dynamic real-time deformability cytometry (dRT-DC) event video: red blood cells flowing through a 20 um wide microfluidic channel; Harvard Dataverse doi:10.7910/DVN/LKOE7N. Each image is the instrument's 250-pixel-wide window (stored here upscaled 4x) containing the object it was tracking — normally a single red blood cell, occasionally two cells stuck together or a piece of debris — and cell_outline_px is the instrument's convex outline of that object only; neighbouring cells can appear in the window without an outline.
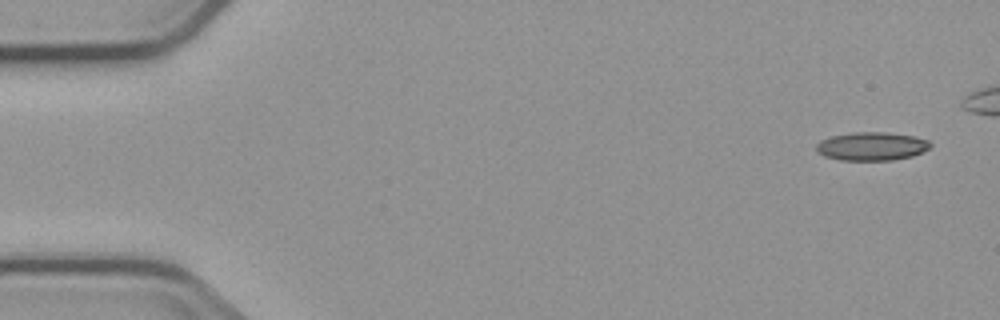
{"species": "common noctule bat (a hibernating species)", "species_latin": "Nyctalus noctula", "temperature_condition": "cold", "stored_images_in_passage": 6, "camera_frame_rate_fps": 3000, "um_per_image_px": 0.085, "animal": {"sex": "male", "body_mass_g": 23.1, "forearm_length_mm": 52.7}, "frame": {"image": 1, "passage_image": 1, "time_ms": 0.0, "image_size_px": [1000, 320], "cell_outline_px": [[932, 144], [928, 148], [912, 156], [892, 160], [840, 160], [824, 156], [816, 152], [816, 144], [820, 140], [832, 136], [852, 132], [884, 132], [912, 136], [928, 140]], "centroid_in_image_um": [74.04, 12.43], "position_along_channel_um": 11.0, "area_um2": 18.79}}